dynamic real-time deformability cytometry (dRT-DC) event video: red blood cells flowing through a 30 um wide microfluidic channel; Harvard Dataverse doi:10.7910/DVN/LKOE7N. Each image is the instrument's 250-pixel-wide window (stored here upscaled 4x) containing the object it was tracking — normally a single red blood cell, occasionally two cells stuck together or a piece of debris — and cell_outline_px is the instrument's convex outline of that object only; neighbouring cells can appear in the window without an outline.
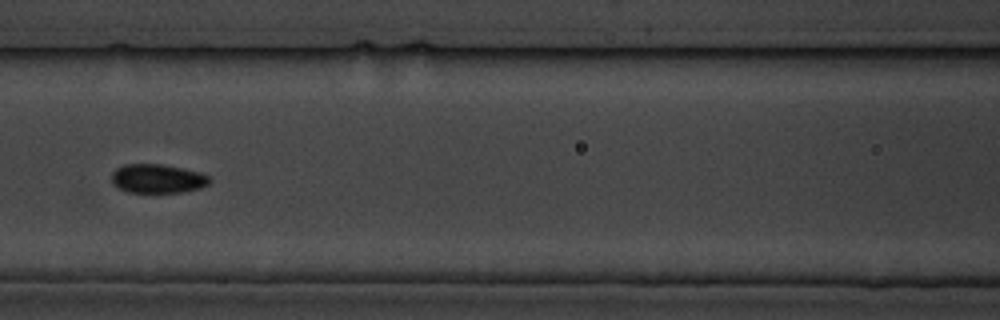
{"species": "common noctule bat (a hibernating species)", "species_latin": "Nyctalus noctula", "temperature_condition": "cold", "stored_images_in_passage": 9, "camera_frame_rate_fps": 3000, "um_per_image_px": 0.085, "animal": {"sex": "male", "body_mass_g": 19.5, "forearm_length_mm": 54.6}, "frame": {"image": 1, "passage_image": 7, "time_ms": 7.0, "image_size_px": [1000, 320], "cell_outline_px": [[212, 180], [208, 184], [200, 188], [184, 192], [128, 192], [112, 184], [112, 172], [116, 168], [124, 164], [160, 164], [200, 172], [208, 176]], "centroid_in_image_um": [13.39, 15.18], "position_along_channel_um": 153.2, "area_um2": 16.47}}
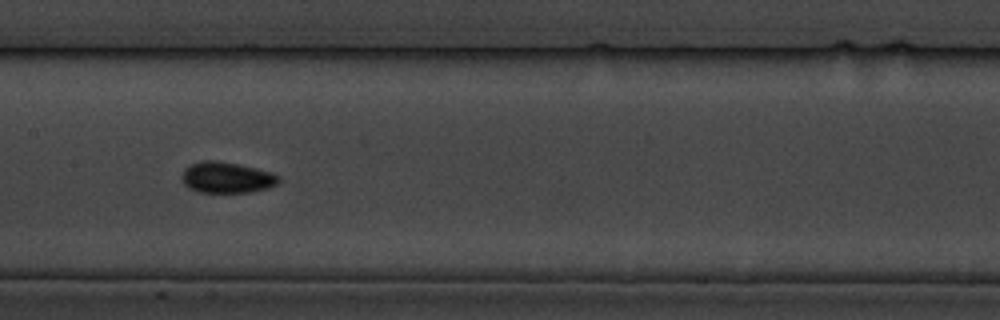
{"frame": {"image": 2, "passage_image": 8, "time_ms": 8.0, "image_size_px": [1000, 320], "cell_outline_px": [[280, 184], [268, 188], [252, 192], [200, 192], [188, 188], [184, 184], [180, 176], [184, 168], [200, 160], [216, 160], [256, 168], [272, 172], [280, 176]], "centroid_in_image_um": [19.28, 15.09], "position_along_channel_um": 188.1, "area_um2": 17.74}}
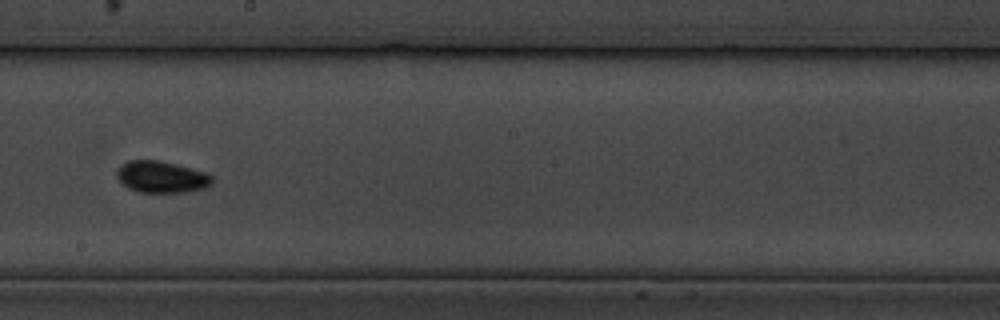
{"frame": {"image": 3, "passage_image": 9, "time_ms": 9.333, "image_size_px": [1000, 320], "cell_outline_px": [[212, 184], [204, 188], [188, 192], [136, 192], [128, 188], [116, 176], [116, 172], [120, 164], [128, 160], [156, 160], [176, 164], [208, 172], [212, 176]], "centroid_in_image_um": [13.73, 15.03], "position_along_channel_um": 234.5, "area_um2": 17.74}}